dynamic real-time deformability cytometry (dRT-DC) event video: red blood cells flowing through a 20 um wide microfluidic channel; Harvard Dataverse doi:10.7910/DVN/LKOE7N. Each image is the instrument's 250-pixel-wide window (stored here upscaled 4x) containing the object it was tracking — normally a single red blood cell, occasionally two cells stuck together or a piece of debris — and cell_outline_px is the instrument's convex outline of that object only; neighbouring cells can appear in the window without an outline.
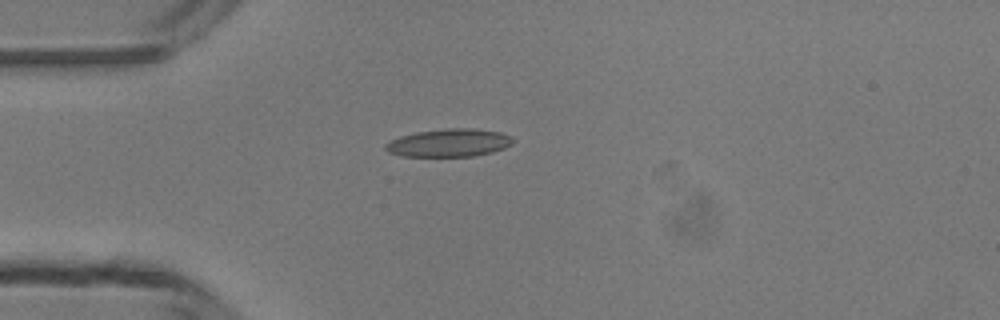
{"species": "common noctule bat (a hibernating species)", "species_latin": "Nyctalus noctula", "temperature_condition": "room temperature", "stored_images_in_passage": 5, "camera_frame_rate_fps": 3000, "um_per_image_px": 0.085, "animal": {"sex": "male", "body_mass_g": 13.3}, "frame": {"image": 1, "passage_image": 4, "time_ms": 3.667, "image_size_px": [1000, 320], "cell_outline_px": [[516, 140], [512, 144], [504, 148], [492, 152], [472, 156], [400, 156], [388, 152], [384, 148], [384, 144], [400, 136], [416, 132], [444, 128], [476, 128], [500, 132], [512, 136]], "centroid_in_image_um": [38.19, 12.13], "position_along_channel_um": 46.8, "area_um2": 20.92}}